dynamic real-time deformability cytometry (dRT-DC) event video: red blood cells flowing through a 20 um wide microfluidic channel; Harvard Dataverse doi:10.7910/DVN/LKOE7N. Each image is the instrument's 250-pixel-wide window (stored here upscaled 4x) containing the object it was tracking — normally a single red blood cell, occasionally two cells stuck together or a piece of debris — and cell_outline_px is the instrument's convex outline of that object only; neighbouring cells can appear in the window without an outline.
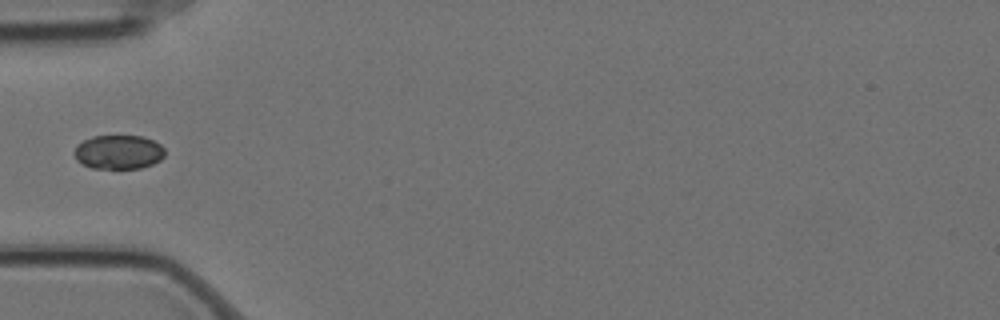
{"species": "Egyptian fruit bat (a non-hibernating species)", "species_latin": "Rousettus aegyptiacus", "temperature_condition": "cold", "stored_images_in_passage": 8, "camera_frame_rate_fps": 3000, "um_per_image_px": 0.085, "animal": {"sex": "female"}, "frame": {"image": 1, "passage_image": 4, "time_ms": 1.0, "image_size_px": [1000, 320], "cell_outline_px": [[164, 156], [160, 160], [152, 164], [140, 168], [92, 168], [76, 160], [72, 152], [76, 144], [92, 136], [144, 136], [160, 144], [164, 148]], "centroid_in_image_um": [10.05, 12.92], "position_along_channel_um": 75.0, "area_um2": 18.09}}
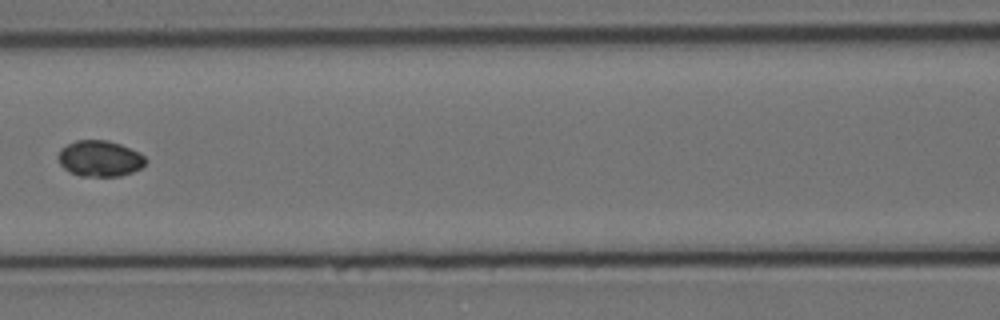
{"frame": {"image": 2, "passage_image": 6, "time_ms": 1.667, "image_size_px": [1000, 320], "cell_outline_px": [[148, 160], [140, 168], [132, 172], [120, 176], [80, 176], [68, 172], [60, 164], [56, 156], [60, 148], [76, 140], [108, 140], [120, 144], [140, 152]], "centroid_in_image_um": [8.46, 13.47], "position_along_channel_um": 158.1, "area_um2": 18.55}}
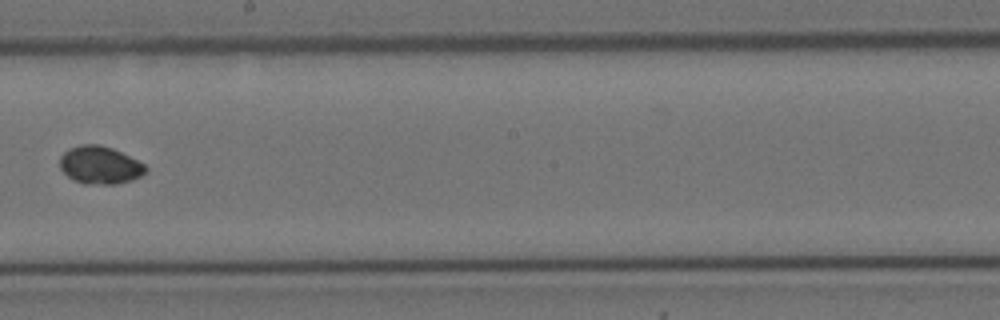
{"frame": {"image": 3, "passage_image": 8, "time_ms": 2.333, "image_size_px": [1000, 320], "cell_outline_px": [[148, 168], [140, 176], [132, 180], [116, 184], [84, 184], [72, 180], [60, 168], [60, 156], [68, 148], [80, 144], [100, 144], [112, 148], [144, 164]], "centroid_in_image_um": [8.46, 14.03], "position_along_channel_um": 239.7, "area_um2": 18.9}}